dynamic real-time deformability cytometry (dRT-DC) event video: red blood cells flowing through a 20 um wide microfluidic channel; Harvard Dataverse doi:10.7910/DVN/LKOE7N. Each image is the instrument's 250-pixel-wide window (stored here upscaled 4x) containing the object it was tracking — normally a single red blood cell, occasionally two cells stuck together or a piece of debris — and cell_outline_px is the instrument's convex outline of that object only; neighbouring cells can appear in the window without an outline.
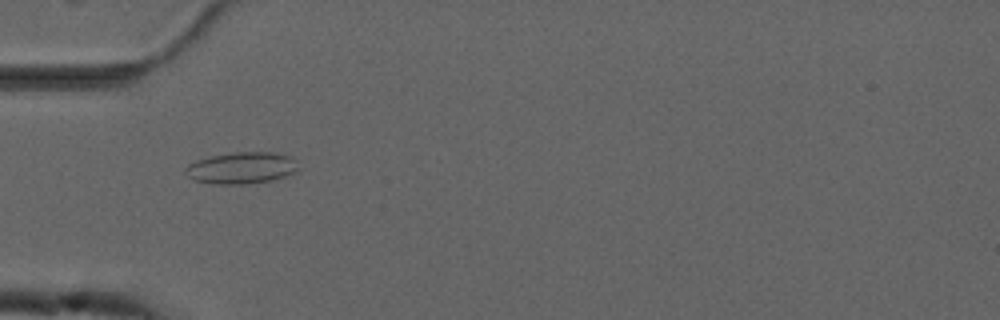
{"species": "common noctule bat (a hibernating species)", "species_latin": "Nyctalus noctula", "temperature_condition": "cold", "stored_images_in_passage": 55, "camera_frame_rate_fps": 3000, "um_per_image_px": 0.085, "animal": {"sex": "male", "forearm_length_mm": 52.5}, "frame": {"image": 1, "passage_image": 18, "time_ms": 5.667, "image_size_px": [1000, 320], "cell_outline_px": [[300, 168], [296, 172], [272, 180], [244, 184], [212, 184], [196, 180], [188, 176], [184, 172], [184, 168], [188, 164], [196, 160], [212, 156], [236, 152], [272, 152], [292, 156], [296, 160]], "centroid_in_image_um": [20.55, 14.27], "position_along_channel_um": 64.4, "area_um2": 20.92}}
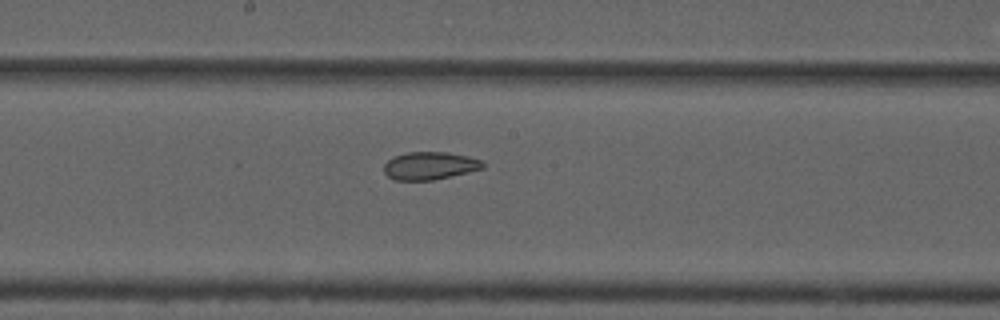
{"frame": {"image": 2, "passage_image": 30, "time_ms": 9.667, "image_size_px": [1000, 320], "cell_outline_px": [[484, 168], [468, 172], [432, 180], [392, 180], [384, 172], [384, 164], [388, 160], [396, 156], [408, 152], [448, 152], [468, 156], [480, 160], [484, 164]], "centroid_in_image_um": [36.52, 14.09], "position_along_channel_um": 211.7, "area_um2": 15.9}}
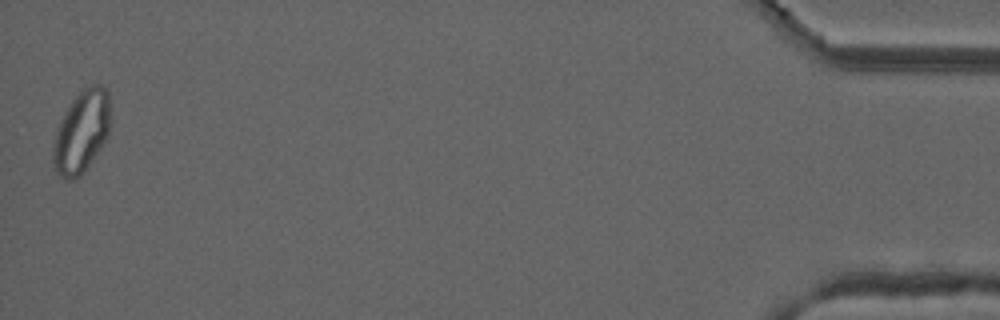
{"frame": {"image": 3, "passage_image": 55, "time_ms": 18.0, "image_size_px": [1000, 320], "cell_outline_px": [[108, 132], [100, 148], [84, 172], [76, 180], [64, 180], [56, 172], [52, 160], [52, 148], [56, 128], [64, 112], [72, 100], [84, 88], [92, 84], [100, 84], [108, 92]], "centroid_in_image_um": [6.87, 11.24], "position_along_channel_um": 428.3, "area_um2": 27.22}, "authors_computed_cell_mechanics": {"area_um2": 22.3686, "velocity_mm_per_s": 3.7098, "shape_relaxation_time_tau1_ms": null, "shape_relaxation_time_tau2_ms": 3.1683, "deformation_change_tau1": null, "deformation_change_tau2": 0.0756}}